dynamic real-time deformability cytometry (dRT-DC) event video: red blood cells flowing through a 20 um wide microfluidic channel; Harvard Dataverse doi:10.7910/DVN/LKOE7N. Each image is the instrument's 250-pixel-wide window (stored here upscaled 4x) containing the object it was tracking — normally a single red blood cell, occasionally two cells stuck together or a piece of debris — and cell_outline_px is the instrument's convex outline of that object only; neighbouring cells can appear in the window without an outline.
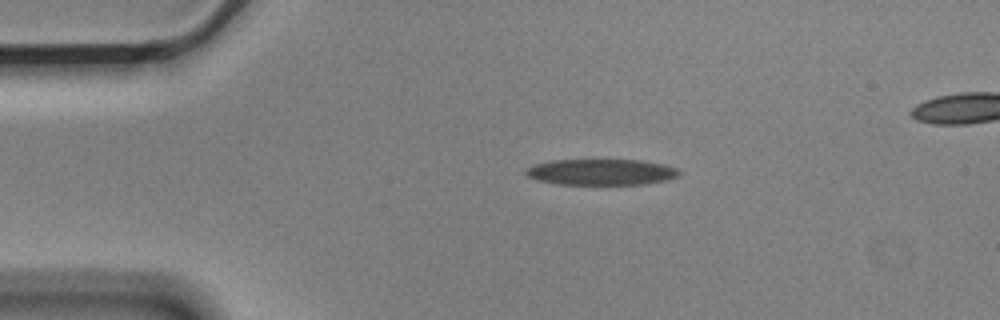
{"species": "Egyptian fruit bat (a non-hibernating species)", "species_latin": "Rousettus aegyptiacus", "temperature_condition": "cold", "stored_images_in_passage": 3, "camera_frame_rate_fps": 3000, "um_per_image_px": 0.085, "animal": {"sex": "male"}, "frame": {"image": 1, "passage_image": 1, "time_ms": 0.0, "image_size_px": [1000, 320], "cell_outline_px": [[680, 176], [668, 180], [644, 184], [560, 184], [536, 180], [528, 176], [524, 172], [532, 164], [552, 160], [640, 160], [664, 164], [676, 168], [680, 172]], "centroid_in_image_um": [51.12, 14.62], "position_along_channel_um": 33.9, "area_um2": 23.29}}